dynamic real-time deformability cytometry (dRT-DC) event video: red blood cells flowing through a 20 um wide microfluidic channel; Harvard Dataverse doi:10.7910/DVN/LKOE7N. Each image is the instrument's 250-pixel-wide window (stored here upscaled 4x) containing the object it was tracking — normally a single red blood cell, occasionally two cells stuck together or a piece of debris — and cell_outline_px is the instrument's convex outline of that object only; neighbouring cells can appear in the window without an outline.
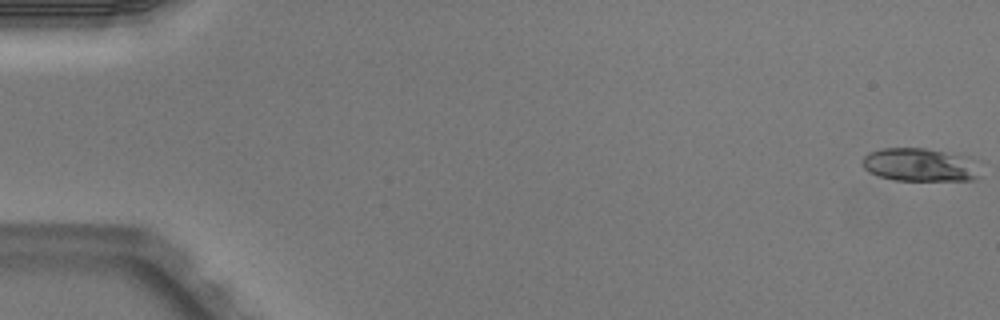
{"species": "Egyptian fruit bat (a non-hibernating species)", "species_latin": "Rousettus aegyptiacus", "temperature_condition": "warm", "stored_images_in_passage": 5, "camera_frame_rate_fps": 3000, "um_per_image_px": 0.085, "animal": {"sex": "male"}, "frame": {"image": 1, "passage_image": 1, "time_ms": 0.0, "image_size_px": [1000, 320], "cell_outline_px": [[980, 176], [972, 180], [892, 180], [868, 172], [864, 168], [864, 156], [868, 152], [880, 148], [924, 148], [968, 156]], "centroid_in_image_um": [78.13, 14.0], "position_along_channel_um": 6.9, "area_um2": 22.54}}